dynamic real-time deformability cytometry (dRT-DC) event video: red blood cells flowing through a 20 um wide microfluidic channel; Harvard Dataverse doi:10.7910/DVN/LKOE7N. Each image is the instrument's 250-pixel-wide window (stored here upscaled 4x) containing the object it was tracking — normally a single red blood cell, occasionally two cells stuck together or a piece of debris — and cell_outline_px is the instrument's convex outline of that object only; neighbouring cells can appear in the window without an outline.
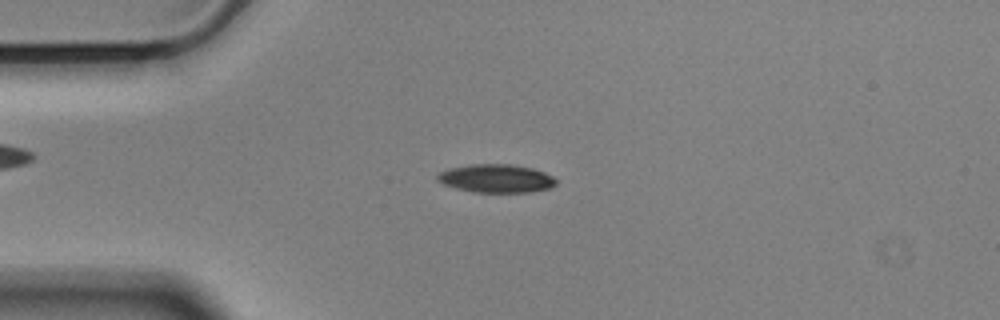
{"species": "Egyptian fruit bat (a non-hibernating species)", "species_latin": "Rousettus aegyptiacus", "temperature_condition": "cold", "stored_images_in_passage": 55, "camera_frame_rate_fps": 3000, "um_per_image_px": 0.085, "animal": {"sex": "male"}, "frame": {"image": 1, "passage_image": 13, "time_ms": 4.0, "image_size_px": [1000, 320], "cell_outline_px": [[556, 184], [552, 188], [532, 192], [472, 192], [456, 188], [444, 184], [436, 180], [436, 176], [440, 172], [448, 168], [472, 164], [512, 164], [532, 168], [544, 172], [552, 176], [556, 180]], "centroid_in_image_um": [42.18, 15.17], "position_along_channel_um": 42.8, "area_um2": 19.71}}
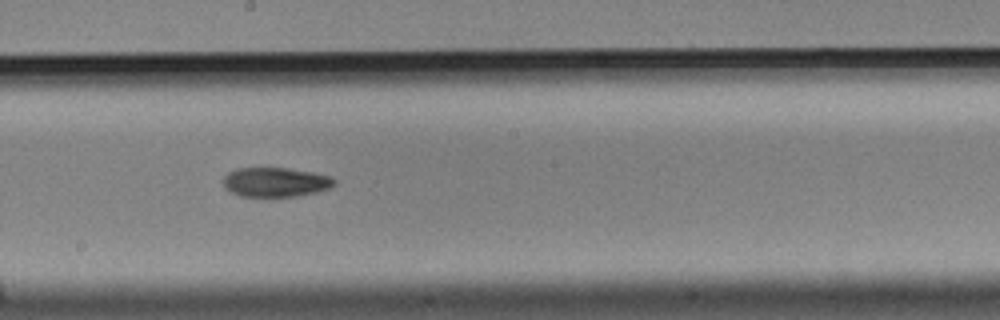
{"frame": {"image": 2, "passage_image": 30, "time_ms": 9.667, "image_size_px": [1000, 320], "cell_outline_px": [[336, 184], [328, 188], [316, 192], [296, 196], [240, 196], [228, 192], [224, 188], [224, 176], [228, 172], [236, 168], [288, 168], [316, 172], [332, 176], [336, 180]], "centroid_in_image_um": [23.42, 15.47], "position_along_channel_um": 224.8, "area_um2": 19.25}}
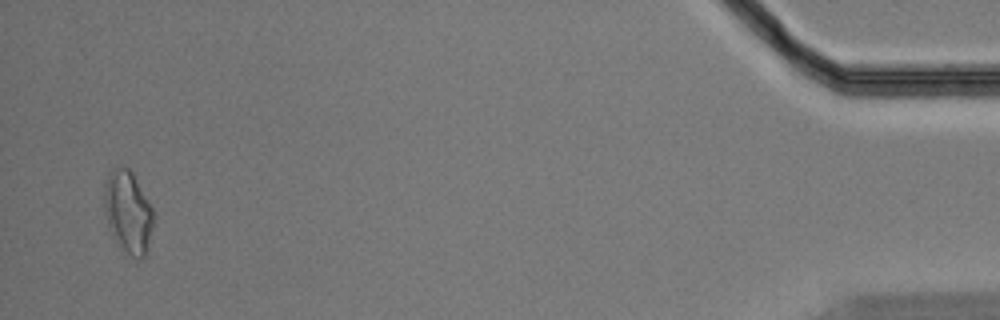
{"frame": {"image": 3, "passage_image": 54, "time_ms": 17.667, "image_size_px": [1000, 320], "cell_outline_px": [[152, 228], [148, 248], [144, 256], [140, 260], [136, 260], [116, 244], [112, 236], [104, 212], [104, 184], [108, 172], [112, 168], [128, 168], [132, 172], [152, 208]], "centroid_in_image_um": [10.85, 18.05], "position_along_channel_um": 424.3, "area_um2": 23.58}, "authors_computed_cell_mechanics": {"area_um2": 19.1318, "velocity_mm_per_s": 3.5514, "shape_relaxation_time_tau1_ms": 3.0779, "shape_relaxation_time_tau2_ms": null, "deformation_change_tau1": 0.1246, "deformation_change_tau2": null}}